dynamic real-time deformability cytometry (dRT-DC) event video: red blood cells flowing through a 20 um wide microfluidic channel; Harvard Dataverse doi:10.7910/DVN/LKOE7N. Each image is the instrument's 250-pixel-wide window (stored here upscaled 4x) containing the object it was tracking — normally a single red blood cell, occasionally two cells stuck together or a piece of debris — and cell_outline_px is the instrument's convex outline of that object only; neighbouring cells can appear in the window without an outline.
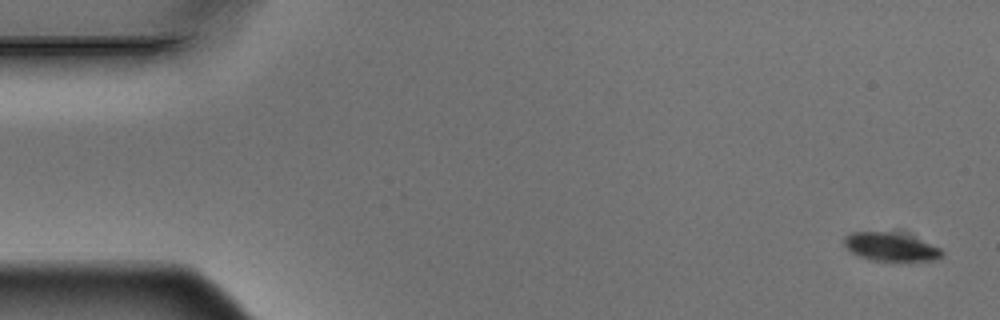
{"species": "Egyptian fruit bat (a non-hibernating species)", "species_latin": "Rousettus aegyptiacus", "temperature_condition": "warm", "stored_images_in_passage": 5, "camera_frame_rate_fps": 3000, "um_per_image_px": 0.085, "animal": {"sex": "male"}, "frame": {"image": 1, "passage_image": 1, "time_ms": 0.0, "image_size_px": [1000, 320], "cell_outline_px": [[944, 252], [936, 260], [908, 264], [872, 260], [856, 256], [844, 244], [844, 236], [852, 232], [888, 232], [908, 236], [940, 248]], "centroid_in_image_um": [75.72, 21.06], "position_along_channel_um": 9.3, "area_um2": 16.59}}
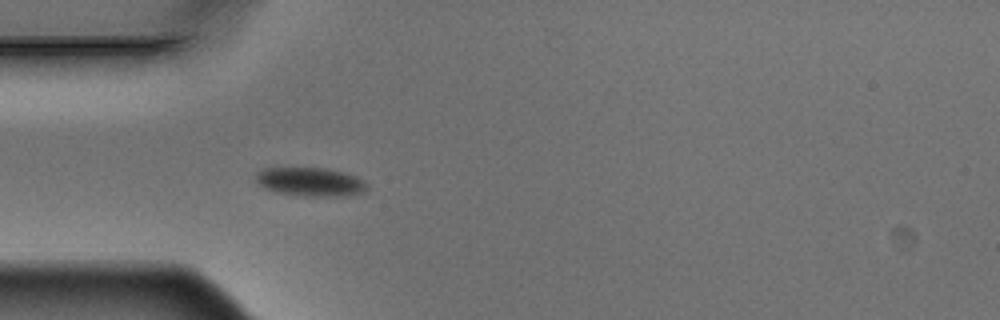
{"frame": {"image": 2, "passage_image": 5, "time_ms": 1.333, "image_size_px": [1000, 320], "cell_outline_px": [[368, 188], [364, 192], [344, 196], [304, 196], [276, 192], [264, 188], [256, 180], [256, 172], [264, 168], [324, 168], [344, 172], [356, 176], [364, 180], [368, 184]], "centroid_in_image_um": [26.41, 15.46], "position_along_channel_um": 58.6, "area_um2": 18.67}}